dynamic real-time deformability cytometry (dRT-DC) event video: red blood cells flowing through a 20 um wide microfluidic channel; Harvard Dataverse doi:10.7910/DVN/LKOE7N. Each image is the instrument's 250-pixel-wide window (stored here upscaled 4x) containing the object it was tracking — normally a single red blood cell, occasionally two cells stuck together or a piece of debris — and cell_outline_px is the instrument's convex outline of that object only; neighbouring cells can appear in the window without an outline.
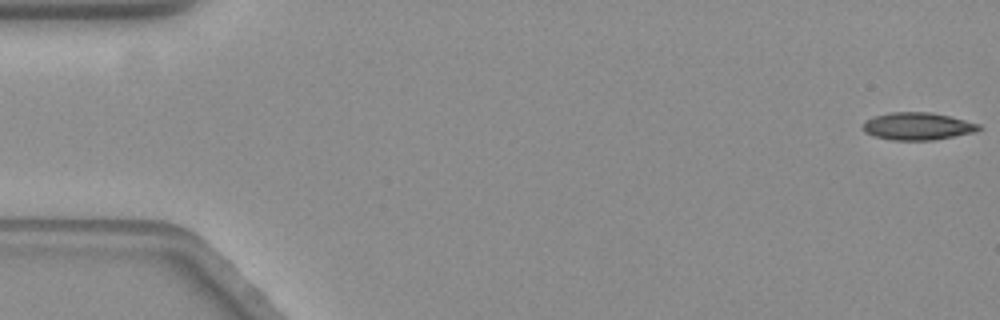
{"species": "common noctule bat (a hibernating species)", "species_latin": "Nyctalus noctula", "temperature_condition": "warm", "stored_images_in_passage": 25, "camera_frame_rate_fps": 3000, "um_per_image_px": 0.085, "animal": {"sex": "female", "body_mass_g": 19.3, "forearm_length_mm": 54.1}, "frame": {"image": 1, "passage_image": 1, "time_ms": 0.0, "image_size_px": [1000, 320], "cell_outline_px": [[984, 128], [972, 132], [932, 140], [892, 140], [876, 136], [864, 132], [864, 120], [876, 116], [892, 112], [932, 112], [980, 124]], "centroid_in_image_um": [77.99, 10.72], "position_along_channel_um": 7.0, "area_um2": 18.26}}
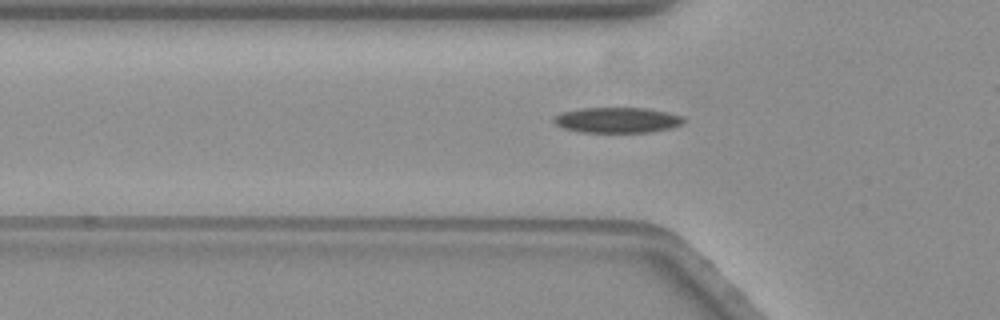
{"frame": {"image": 2, "passage_image": 19, "time_ms": 6.0, "image_size_px": [1000, 320], "cell_outline_px": [[684, 120], [680, 124], [672, 128], [648, 132], [580, 132], [564, 128], [556, 124], [552, 120], [552, 116], [560, 112], [580, 108], [644, 108], [668, 112], [684, 116]], "centroid_in_image_um": [52.43, 10.2], "position_along_channel_um": 73.4, "area_um2": 19.36}}
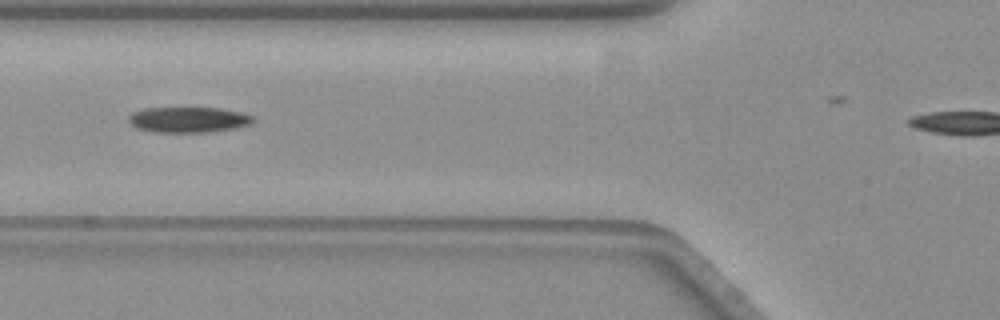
{"frame": {"image": 3, "passage_image": 22, "time_ms": 7.0, "image_size_px": [1000, 320], "cell_outline_px": [[256, 120], [248, 124], [232, 128], [212, 132], [152, 132], [136, 128], [128, 120], [128, 116], [132, 112], [144, 108], [220, 108], [240, 112], [252, 116]], "centroid_in_image_um": [15.97, 10.17], "position_along_channel_um": 109.8, "area_um2": 18.5}}